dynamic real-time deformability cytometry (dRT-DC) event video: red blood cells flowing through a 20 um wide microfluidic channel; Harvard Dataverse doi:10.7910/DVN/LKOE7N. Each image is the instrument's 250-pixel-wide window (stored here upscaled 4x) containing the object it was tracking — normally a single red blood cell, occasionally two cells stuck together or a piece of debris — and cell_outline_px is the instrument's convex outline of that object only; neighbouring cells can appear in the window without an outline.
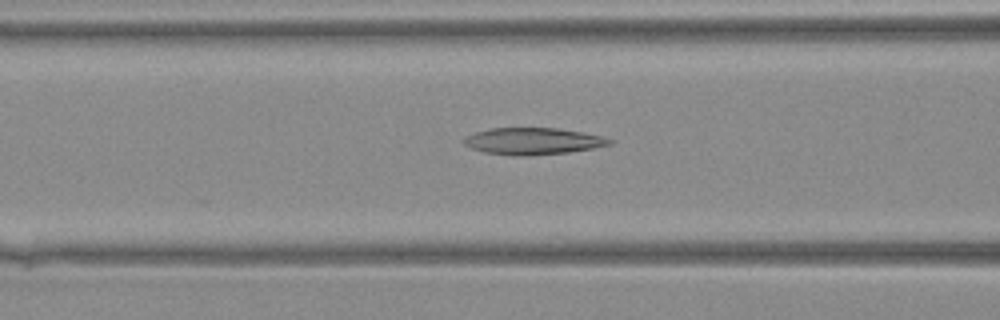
{"species": "Egyptian fruit bat (a non-hibernating species)", "species_latin": "Rousettus aegyptiacus", "temperature_condition": "warm", "stored_images_in_passage": 37, "camera_frame_rate_fps": 3000, "um_per_image_px": 0.085, "animal": {"sex": "female"}, "frame": {"image": 1, "passage_image": 18, "time_ms": 5.667, "image_size_px": [1000, 320], "cell_outline_px": [[612, 144], [592, 148], [568, 152], [528, 156], [516, 156], [484, 152], [472, 148], [464, 144], [460, 140], [476, 132], [488, 128], [556, 128], [580, 132], [600, 136], [612, 140]], "centroid_in_image_um": [45.25, 12.0], "position_along_channel_um": 121.4, "area_um2": 22.54}}
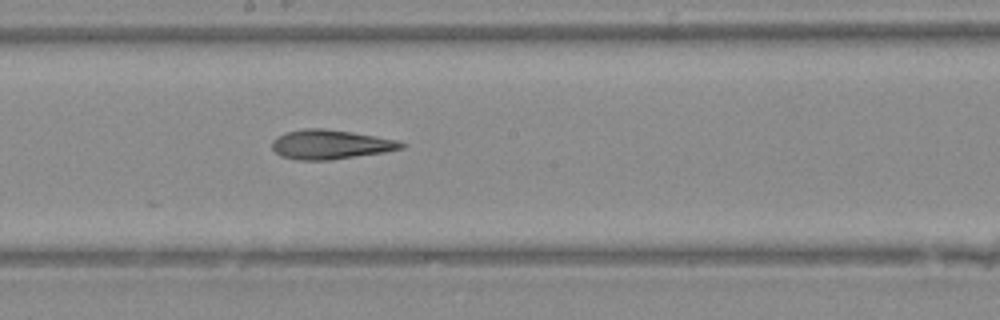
{"frame": {"image": 2, "passage_image": 24, "time_ms": 7.667, "image_size_px": [1000, 320], "cell_outline_px": [[408, 144], [404, 148], [384, 152], [332, 160], [296, 160], [280, 156], [272, 148], [272, 140], [276, 136], [284, 132], [304, 128], [324, 128], [352, 132], [396, 140]], "centroid_in_image_um": [28.06, 12.28], "position_along_channel_um": 220.1, "area_um2": 22.31}}
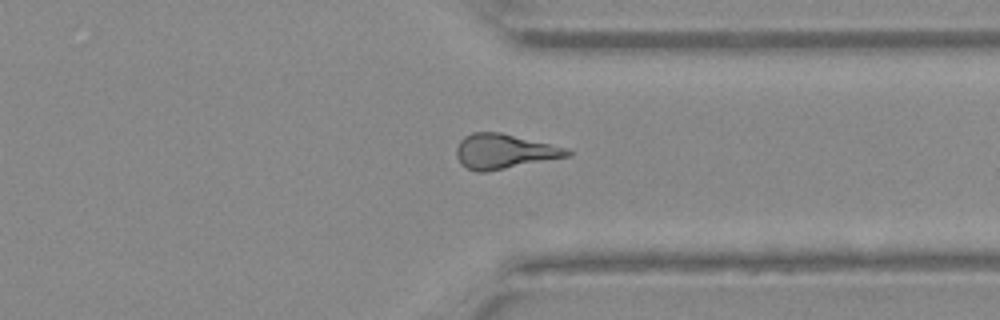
{"frame": {"image": 3, "passage_image": 33, "time_ms": 10.667, "image_size_px": [1000, 320], "cell_outline_px": [[572, 156], [484, 172], [476, 172], [460, 164], [456, 156], [456, 148], [460, 140], [464, 136], [472, 132], [500, 132], [568, 148], [572, 152]], "centroid_in_image_um": [42.85, 12.87], "position_along_channel_um": 368.5, "area_um2": 22.54}}